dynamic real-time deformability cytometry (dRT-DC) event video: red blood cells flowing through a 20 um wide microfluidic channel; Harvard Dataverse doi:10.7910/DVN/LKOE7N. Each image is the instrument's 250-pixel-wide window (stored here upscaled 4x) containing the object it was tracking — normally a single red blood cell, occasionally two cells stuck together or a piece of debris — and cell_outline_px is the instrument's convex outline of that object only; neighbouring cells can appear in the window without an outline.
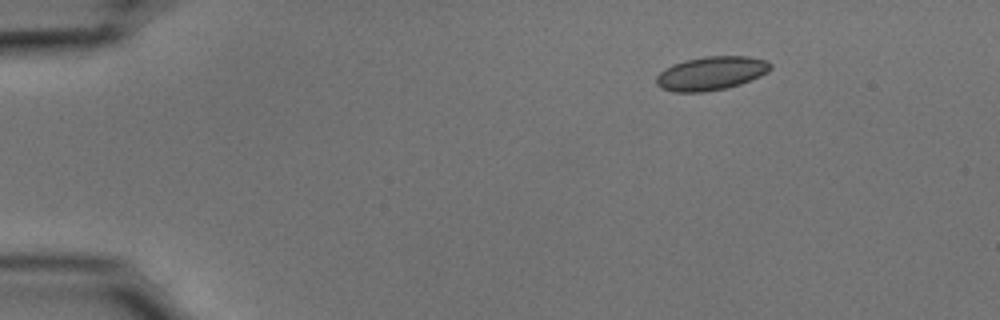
{"species": "common noctule bat (a hibernating species)", "species_latin": "Nyctalus noctula", "temperature_condition": "cold", "stored_images_in_passage": 47, "camera_frame_rate_fps": 3000, "um_per_image_px": 0.085, "animal": {"sex": "male", "body_mass_g": 15.6}, "frame": {"image": 1, "passage_image": 1, "time_ms": 0.0, "image_size_px": [1000, 320], "cell_outline_px": [[772, 68], [768, 72], [760, 76], [740, 84], [724, 88], [704, 92], [676, 92], [660, 88], [656, 84], [656, 76], [664, 68], [672, 64], [684, 60], [704, 56], [748, 56], [768, 60], [772, 64]], "centroid_in_image_um": [60.44, 6.22], "position_along_channel_um": 24.6, "area_um2": 22.6}}
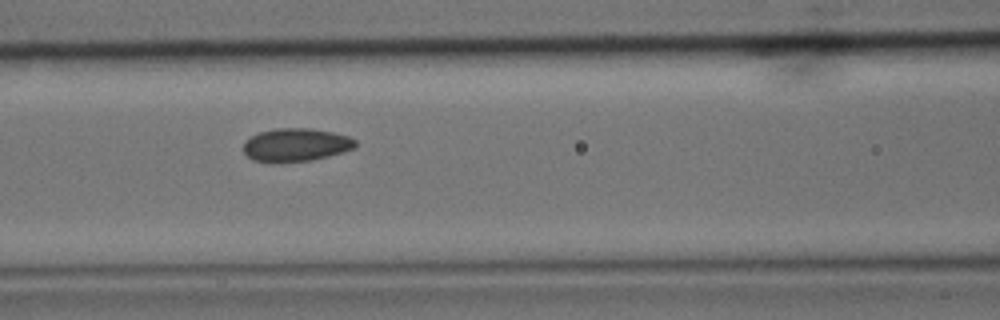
{"frame": {"image": 2, "passage_image": 17, "time_ms": 5.333, "image_size_px": [1000, 320], "cell_outline_px": [[356, 148], [344, 152], [312, 160], [252, 160], [244, 152], [244, 140], [260, 132], [276, 128], [312, 128], [332, 132], [348, 136], [356, 140]], "centroid_in_image_um": [25.2, 12.28], "position_along_channel_um": 141.4, "area_um2": 21.15}}
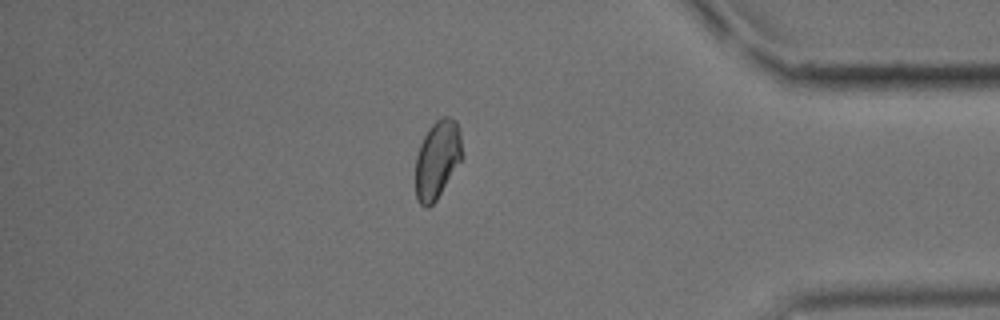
{"frame": {"image": 3, "passage_image": 40, "time_ms": 13.0, "image_size_px": [1000, 320], "cell_outline_px": [[464, 156], [436, 200], [428, 208], [424, 208], [416, 200], [416, 156], [420, 144], [428, 128], [440, 116], [452, 116], [456, 120], [460, 132]], "centroid_in_image_um": [37.19, 13.53], "position_along_channel_um": 398.0, "area_um2": 21.56}, "authors_computed_cell_mechanics": {"area_um2": 21.6172, "velocity_mm_per_s": 3.698, "shape_relaxation_time_tau1_ms": 10.8645, "shape_relaxation_time_tau2_ms": 2.1965, "deformation_change_tau1": 0.1171, "deformation_change_tau2": 0.0526}}